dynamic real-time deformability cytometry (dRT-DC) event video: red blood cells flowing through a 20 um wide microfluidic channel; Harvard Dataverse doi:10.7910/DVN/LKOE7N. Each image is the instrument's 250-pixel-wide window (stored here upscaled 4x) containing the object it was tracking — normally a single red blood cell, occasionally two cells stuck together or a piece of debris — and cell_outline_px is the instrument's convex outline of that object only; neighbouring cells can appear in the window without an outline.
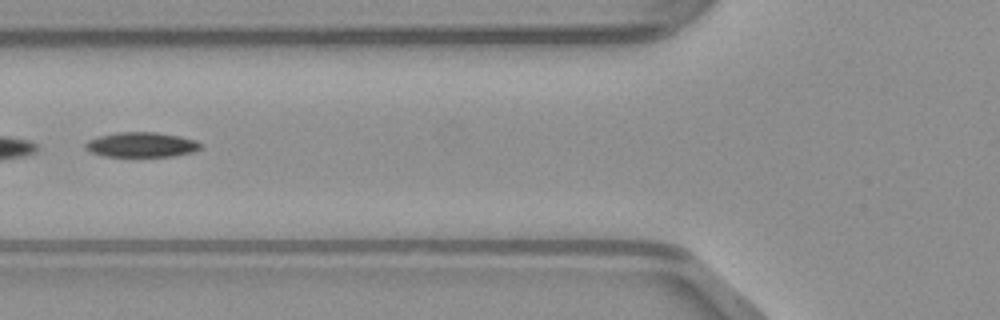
{"species": "common noctule bat (a hibernating species)", "species_latin": "Nyctalus noctula", "temperature_condition": "warm", "stored_images_in_passage": 13, "camera_frame_rate_fps": 3000, "um_per_image_px": 0.085, "animal": {"sex": "male", "body_mass_g": 23.1, "forearm_length_mm": 52.7}, "frame": {"image": 1, "passage_image": 8, "time_ms": 2.333, "image_size_px": [1000, 320], "cell_outline_px": [[204, 144], [200, 148], [192, 152], [172, 156], [104, 156], [92, 152], [84, 148], [84, 144], [88, 140], [100, 136], [116, 132], [156, 132], [180, 136], [196, 140]], "centroid_in_image_um": [12.03, 12.29], "position_along_channel_um": 113.8, "area_um2": 16.7}}